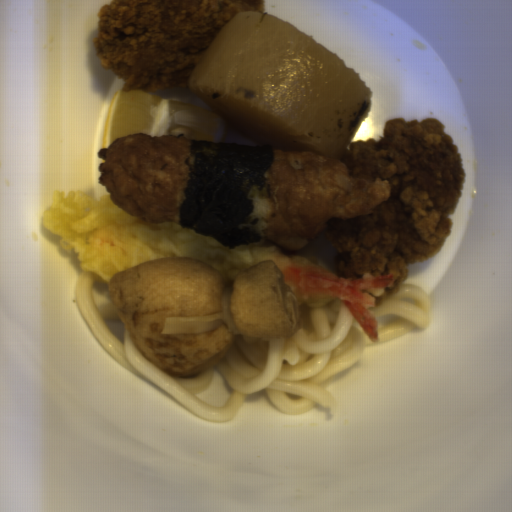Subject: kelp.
I'll return each instance as SVG.
<instances>
[{"label": "kelp", "instance_id": "99668d17", "mask_svg": "<svg viewBox=\"0 0 512 512\" xmlns=\"http://www.w3.org/2000/svg\"><path fill=\"white\" fill-rule=\"evenodd\" d=\"M189 142V181L178 224L232 250L259 243L261 234L251 229L254 203L249 194L268 185L273 150L278 149L264 144Z\"/></svg>", "mask_w": 512, "mask_h": 512}]
</instances>
